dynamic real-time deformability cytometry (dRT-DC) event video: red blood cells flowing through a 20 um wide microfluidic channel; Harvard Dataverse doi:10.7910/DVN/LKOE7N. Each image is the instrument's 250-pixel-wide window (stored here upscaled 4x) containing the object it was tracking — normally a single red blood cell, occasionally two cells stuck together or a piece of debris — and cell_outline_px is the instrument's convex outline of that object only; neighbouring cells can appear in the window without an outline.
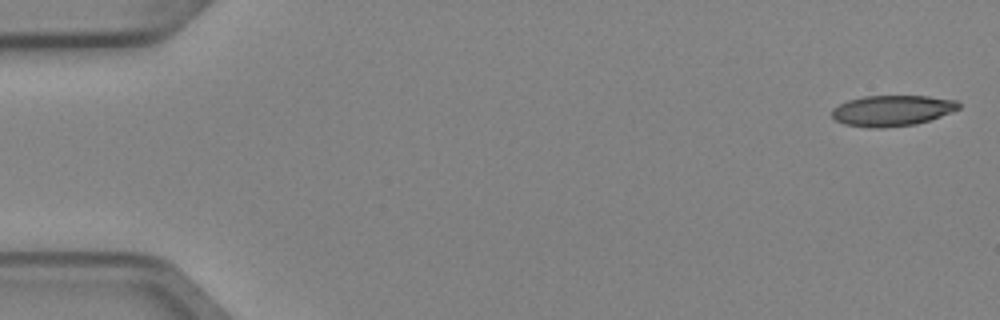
{"species": "Egyptian fruit bat (a non-hibernating species)", "species_latin": "Rousettus aegyptiacus", "temperature_condition": "cold", "stored_images_in_passage": 5, "camera_frame_rate_fps": 3000, "um_per_image_px": 0.085, "animal": {"sex": "female"}, "frame": {"image": 1, "passage_image": 1, "time_ms": 0.0, "image_size_px": [1000, 320], "cell_outline_px": [[960, 108], [940, 116], [916, 124], [884, 128], [868, 128], [844, 124], [836, 120], [832, 116], [832, 108], [848, 100], [864, 96], [928, 96], [956, 100], [960, 104]], "centroid_in_image_um": [75.81, 9.4], "position_along_channel_um": 9.2, "area_um2": 22.72}}
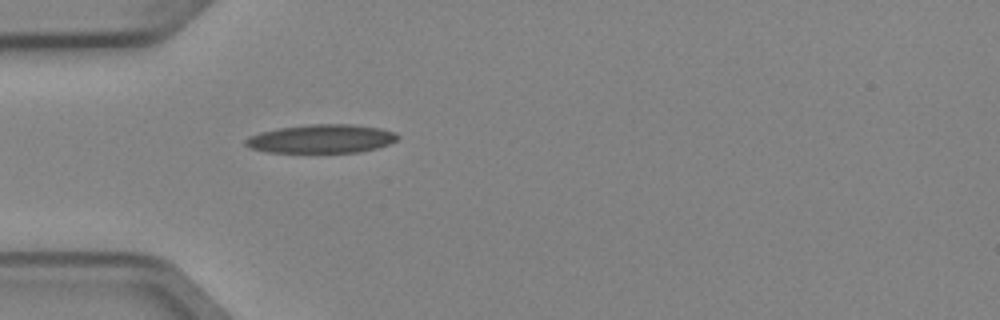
{"frame": {"image": 2, "passage_image": 5, "time_ms": 1.333, "image_size_px": [1000, 320], "cell_outline_px": [[400, 136], [396, 140], [388, 144], [376, 148], [360, 152], [268, 152], [252, 148], [244, 144], [244, 140], [248, 136], [260, 132], [280, 128], [312, 124], [352, 124], [380, 128], [396, 132]], "centroid_in_image_um": [27.33, 11.79], "position_along_channel_um": 57.7, "area_um2": 25.26}}